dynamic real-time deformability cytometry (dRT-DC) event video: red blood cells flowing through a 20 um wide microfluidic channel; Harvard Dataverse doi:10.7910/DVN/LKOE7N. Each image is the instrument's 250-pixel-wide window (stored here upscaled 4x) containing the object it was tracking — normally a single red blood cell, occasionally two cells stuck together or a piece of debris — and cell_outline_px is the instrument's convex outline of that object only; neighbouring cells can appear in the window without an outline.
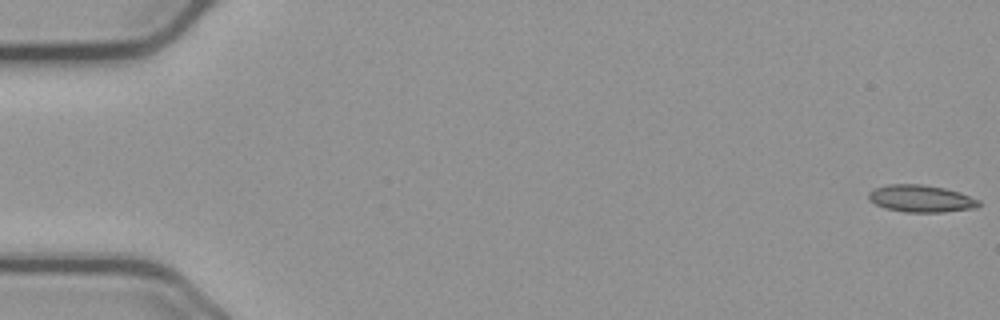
{"species": "common noctule bat (a hibernating species)", "species_latin": "Nyctalus noctula", "temperature_condition": "cold", "stored_images_in_passage": 18, "camera_frame_rate_fps": 3000, "um_per_image_px": 0.085, "animal": {"sex": "male", "body_mass_g": 23.1, "forearm_length_mm": 52.7}, "frame": {"image": 1, "passage_image": 1, "time_ms": 0.0, "image_size_px": [1000, 320], "cell_outline_px": [[980, 204], [976, 208], [944, 212], [904, 212], [884, 208], [868, 200], [868, 192], [876, 188], [888, 184], [924, 184], [944, 188], [980, 200]], "centroid_in_image_um": [78.25, 16.88], "position_along_channel_um": 6.8, "area_um2": 17.4}}